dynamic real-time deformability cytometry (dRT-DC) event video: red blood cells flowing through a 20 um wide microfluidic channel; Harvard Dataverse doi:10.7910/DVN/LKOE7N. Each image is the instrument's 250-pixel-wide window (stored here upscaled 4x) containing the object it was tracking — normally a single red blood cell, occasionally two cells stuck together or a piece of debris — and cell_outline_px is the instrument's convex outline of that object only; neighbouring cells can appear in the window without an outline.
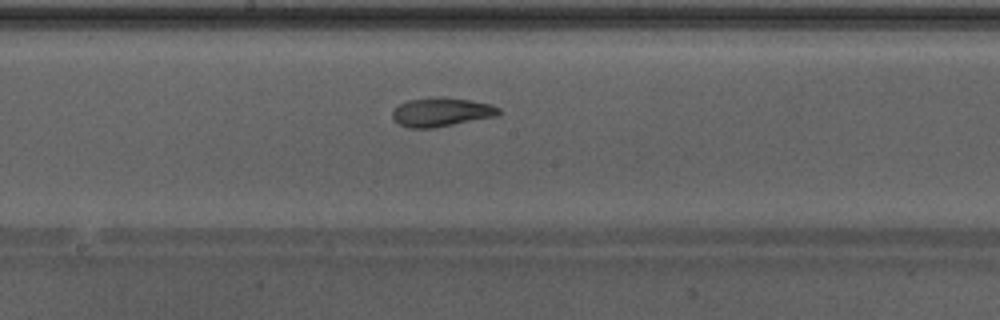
{"species": "Egyptian fruit bat (a non-hibernating species)", "species_latin": "Rousettus aegyptiacus", "temperature_condition": "warm", "stored_images_in_passage": 40, "camera_frame_rate_fps": 3000, "um_per_image_px": 0.085, "animal": {"sex": "male"}, "frame": {"image": 1, "passage_image": 18, "time_ms": 5.667, "image_size_px": [1000, 320], "cell_outline_px": [[500, 112], [496, 116], [432, 128], [408, 128], [400, 124], [392, 116], [392, 112], [400, 104], [408, 100], [428, 96], [444, 96], [492, 104], [500, 108]], "centroid_in_image_um": [37.51, 9.5], "position_along_channel_um": 210.7, "area_um2": 17.92}, "authors_computed_cell_mechanics": {"area_um2": 18.785, "velocity_mm_per_s": 4.2929, "shape_relaxation_time_tau1_ms": 7.2784, "shape_relaxation_time_tau2_ms": 1.9578, "deformation_change_tau1": 0.1956, "deformation_change_tau2": 0.0865}}